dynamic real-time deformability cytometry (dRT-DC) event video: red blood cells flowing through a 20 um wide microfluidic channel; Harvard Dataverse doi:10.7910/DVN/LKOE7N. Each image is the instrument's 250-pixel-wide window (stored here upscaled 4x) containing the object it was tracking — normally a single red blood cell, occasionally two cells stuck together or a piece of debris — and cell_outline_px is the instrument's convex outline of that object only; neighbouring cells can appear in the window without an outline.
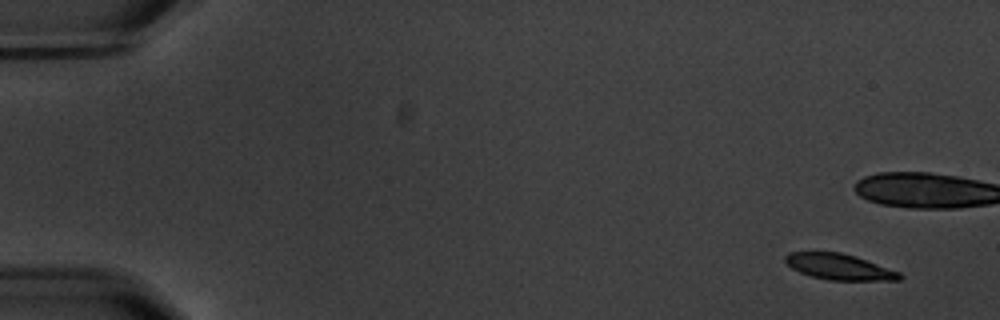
{"species": "common noctule bat (a hibernating species)", "species_latin": "Nyctalus noctula", "temperature_condition": "warm", "stored_images_in_passage": 6, "camera_frame_rate_fps": 3000, "um_per_image_px": 0.085, "animal": {"sex": "male", "body_mass_g": 20.1, "forearm_length_mm": 53.5}, "frame": {"image": 1, "passage_image": 2, "time_ms": 1.0, "image_size_px": [1000, 320], "cell_outline_px": [[904, 276], [900, 280], [828, 280], [812, 276], [800, 272], [792, 268], [784, 260], [784, 256], [788, 252], [840, 252], [856, 256], [900, 272]], "centroid_in_image_um": [71.34, 22.67], "position_along_channel_um": 13.7, "area_um2": 17.22}}